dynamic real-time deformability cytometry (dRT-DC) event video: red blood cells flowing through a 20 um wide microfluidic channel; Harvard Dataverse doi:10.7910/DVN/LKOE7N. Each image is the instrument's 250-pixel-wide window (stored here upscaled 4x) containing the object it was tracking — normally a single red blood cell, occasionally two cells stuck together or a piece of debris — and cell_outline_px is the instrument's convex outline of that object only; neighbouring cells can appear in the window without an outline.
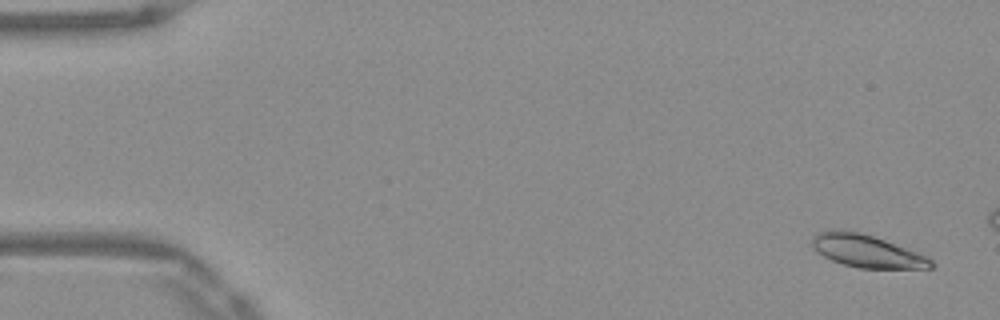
{"species": "Egyptian fruit bat (a non-hibernating species)", "species_latin": "Rousettus aegyptiacus", "temperature_condition": "warm", "stored_images_in_passage": 13, "camera_frame_rate_fps": 3000, "um_per_image_px": 0.085, "frame": {"image": 1, "passage_image": 3, "time_ms": 0.667, "image_size_px": [1000, 320], "cell_outline_px": [[936, 264], [932, 268], [860, 268], [844, 264], [832, 260], [816, 252], [812, 248], [812, 236], [816, 232], [832, 228], [860, 232], [884, 240], [928, 256]], "centroid_in_image_um": [73.64, 21.32], "position_along_channel_um": 11.4, "area_um2": 22.72}}